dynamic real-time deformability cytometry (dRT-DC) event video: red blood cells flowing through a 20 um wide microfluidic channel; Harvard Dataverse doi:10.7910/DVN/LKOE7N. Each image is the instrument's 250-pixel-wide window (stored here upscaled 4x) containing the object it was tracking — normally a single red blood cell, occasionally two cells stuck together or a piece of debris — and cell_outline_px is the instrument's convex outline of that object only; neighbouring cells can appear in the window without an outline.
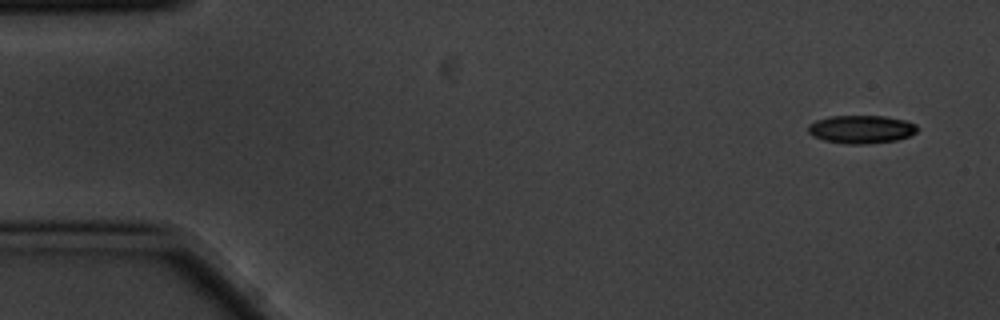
{"species": "common noctule bat (a hibernating species)", "species_latin": "Nyctalus noctula", "temperature_condition": "cold", "stored_images_in_passage": 13, "camera_frame_rate_fps": 3000, "um_per_image_px": 0.085, "animal": {"sex": "male", "body_mass_g": 20.1, "forearm_length_mm": 53.5}, "frame": {"image": 1, "passage_image": 1, "time_ms": 0.0, "image_size_px": [1000, 320], "cell_outline_px": [[916, 132], [908, 136], [896, 140], [864, 144], [848, 144], [824, 140], [812, 136], [808, 132], [808, 124], [816, 120], [828, 116], [884, 116], [904, 120], [916, 124]], "centroid_in_image_um": [73.16, 10.98], "position_along_channel_um": 11.8, "area_um2": 17.8}}
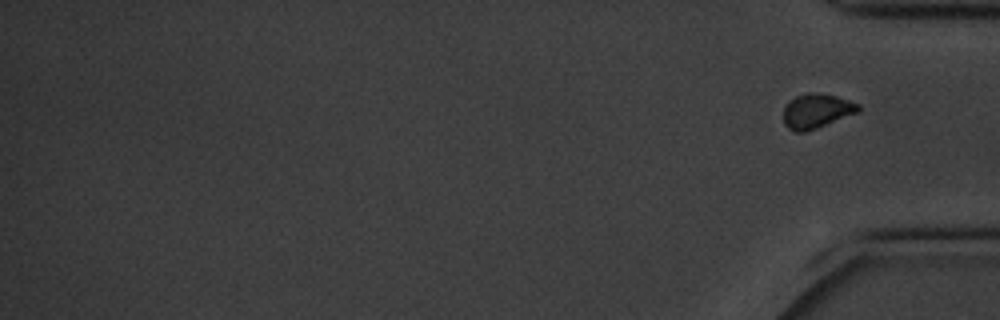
{"frame": {"image": 2, "passage_image": 13, "time_ms": 4.0, "image_size_px": [1000, 320], "cell_outline_px": [[860, 112], [808, 132], [796, 132], [788, 128], [784, 124], [784, 108], [788, 100], [796, 96], [808, 92], [836, 96], [860, 104]], "centroid_in_image_um": [69.42, 9.45], "position_along_channel_um": 365.8, "area_um2": 15.26}}